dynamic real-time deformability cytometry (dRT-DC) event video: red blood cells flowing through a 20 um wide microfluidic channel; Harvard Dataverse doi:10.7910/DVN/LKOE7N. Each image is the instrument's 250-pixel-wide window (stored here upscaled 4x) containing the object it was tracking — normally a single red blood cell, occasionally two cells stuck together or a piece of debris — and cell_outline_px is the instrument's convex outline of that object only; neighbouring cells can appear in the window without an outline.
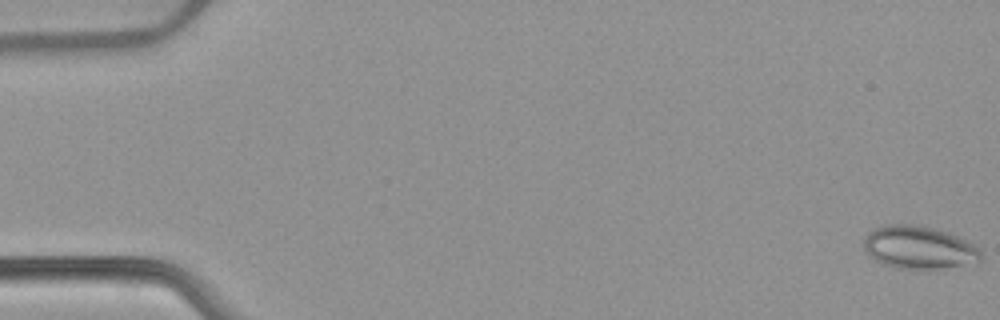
{"species": "common noctule bat (a hibernating species)", "species_latin": "Nyctalus noctula", "temperature_condition": "warm", "stored_images_in_passage": 53, "camera_frame_rate_fps": 3000, "um_per_image_px": 0.085, "animal": {"sex": "female", "body_mass_g": 22.7, "forearm_length_mm": 54.2}, "frame": {"image": 1, "passage_image": 1, "time_ms": 0.0, "image_size_px": [1000, 320], "cell_outline_px": [[984, 256], [980, 260], [940, 268], [896, 268], [884, 264], [876, 260], [864, 252], [864, 240], [868, 232], [876, 228], [888, 224], [912, 224], [932, 228], [956, 236], [976, 244], [984, 252]], "centroid_in_image_um": [78.1, 21.02], "position_along_channel_um": 6.9, "area_um2": 28.9}}
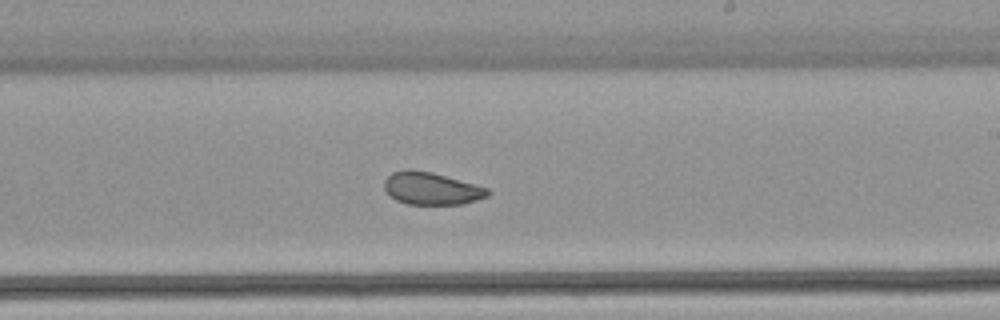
{"frame": {"image": 2, "passage_image": 32, "time_ms": 10.333, "image_size_px": [1000, 320], "cell_outline_px": [[492, 192], [488, 196], [476, 200], [460, 204], [408, 204], [396, 200], [384, 188], [384, 180], [392, 172], [404, 168], [408, 168], [432, 172], [488, 188]], "centroid_in_image_um": [36.66, 16.0], "position_along_channel_um": 252.3, "area_um2": 19.54}}
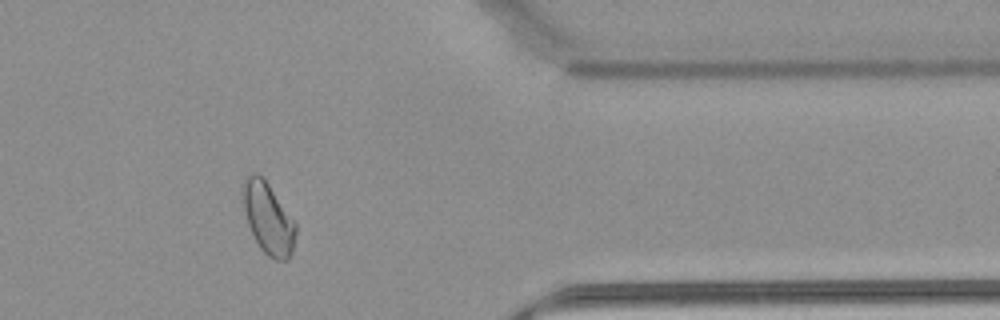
{"frame": {"image": 3, "passage_image": 44, "time_ms": 14.333, "image_size_px": [1000, 320], "cell_outline_px": [[296, 232], [292, 252], [288, 260], [276, 260], [268, 256], [260, 248], [248, 224], [240, 192], [240, 184], [252, 172], [256, 172], [268, 184], [296, 224]], "centroid_in_image_um": [22.76, 18.55], "position_along_channel_um": 388.6, "area_um2": 21.79}, "authors_computed_cell_mechanics": {"area_um2": 22.7732, "velocity_mm_per_s": 3.8735, "shape_relaxation_time_tau1_ms": null, "shape_relaxation_time_tau2_ms": 1.5471, "deformation_change_tau1": null, "deformation_change_tau2": 0.0464}}